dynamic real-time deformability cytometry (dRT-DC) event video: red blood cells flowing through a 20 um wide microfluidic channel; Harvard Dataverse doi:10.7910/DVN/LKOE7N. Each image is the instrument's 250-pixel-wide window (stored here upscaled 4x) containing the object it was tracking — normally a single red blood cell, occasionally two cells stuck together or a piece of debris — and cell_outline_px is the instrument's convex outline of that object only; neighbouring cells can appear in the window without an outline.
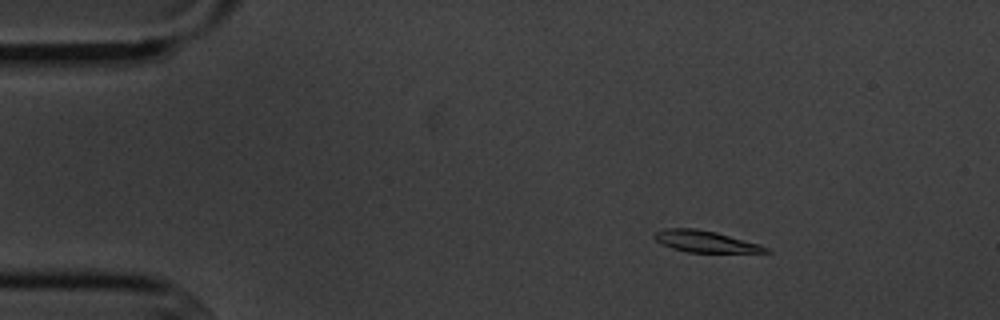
{"species": "common noctule bat (a hibernating species)", "species_latin": "Nyctalus noctula", "temperature_condition": "cold", "stored_images_in_passage": 8, "camera_frame_rate_fps": 3000, "um_per_image_px": 0.085, "animal": {"sex": "male", "body_mass_g": 20.1, "forearm_length_mm": 53.5}, "frame": {"image": 1, "passage_image": 2, "time_ms": 1.333, "image_size_px": [1000, 320], "cell_outline_px": [[772, 252], [688, 252], [672, 248], [656, 240], [652, 236], [656, 232], [664, 228], [696, 228], [716, 232], [760, 244], [768, 248]], "centroid_in_image_um": [59.94, 20.51], "position_along_channel_um": 25.1, "area_um2": 13.81}}
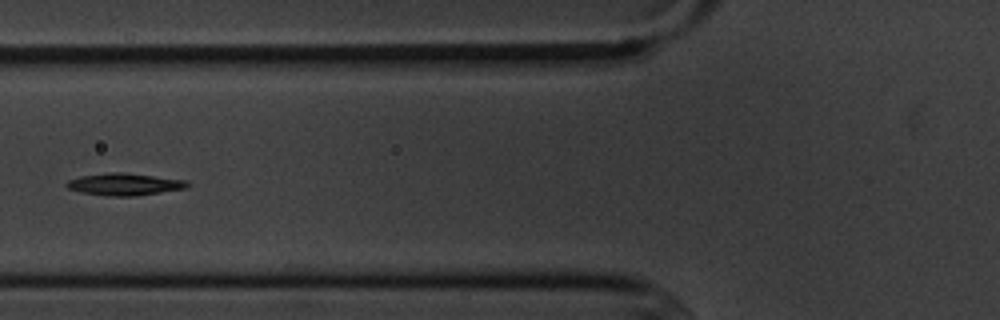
{"frame": {"image": 2, "passage_image": 5, "time_ms": 5.667, "image_size_px": [1000, 320], "cell_outline_px": [[192, 184], [184, 188], [136, 196], [104, 196], [80, 192], [68, 188], [64, 184], [68, 180], [80, 176], [108, 172], [124, 172], [184, 180]], "centroid_in_image_um": [10.52, 15.66], "position_along_channel_um": 115.3, "area_um2": 15.55}}
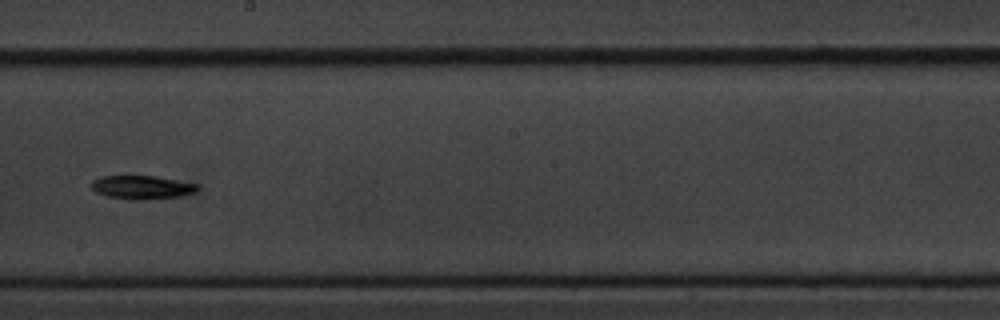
{"frame": {"image": 3, "passage_image": 8, "time_ms": 9.0, "image_size_px": [1000, 320], "cell_outline_px": [[200, 188], [196, 192], [180, 196], [144, 200], [132, 200], [108, 196], [96, 192], [92, 188], [92, 180], [100, 176], [156, 176], [200, 184]], "centroid_in_image_um": [12.11, 15.92], "position_along_channel_um": 236.1, "area_um2": 14.68}}